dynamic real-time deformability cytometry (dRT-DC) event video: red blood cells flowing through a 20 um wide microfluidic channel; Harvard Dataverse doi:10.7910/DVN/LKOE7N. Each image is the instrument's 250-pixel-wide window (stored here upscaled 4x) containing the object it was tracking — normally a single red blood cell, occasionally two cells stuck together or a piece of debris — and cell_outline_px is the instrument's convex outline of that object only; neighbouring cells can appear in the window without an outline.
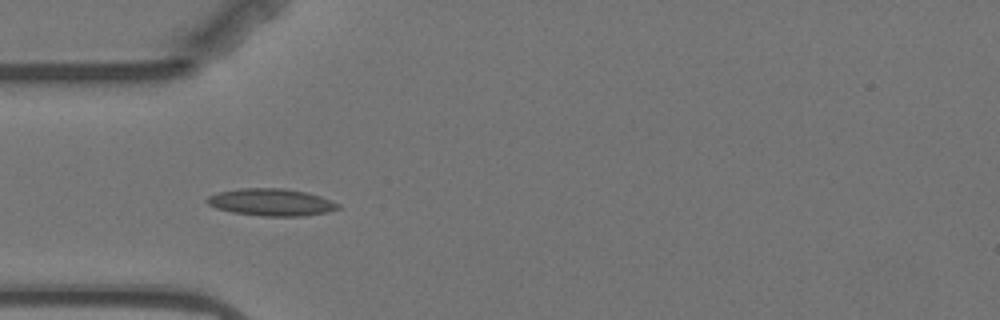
{"species": "Egyptian fruit bat (a non-hibernating species)", "species_latin": "Rousettus aegyptiacus", "temperature_condition": "warm", "stored_images_in_passage": 5, "camera_frame_rate_fps": 3000, "um_per_image_px": 0.085, "animal": {"sex": "female"}, "frame": {"image": 1, "passage_image": 4, "time_ms": 3.333, "image_size_px": [1000, 320], "cell_outline_px": [[340, 208], [328, 212], [304, 216], [264, 216], [232, 212], [216, 208], [208, 204], [204, 200], [208, 196], [220, 192], [240, 188], [284, 188], [304, 192], [320, 196], [340, 204]], "centroid_in_image_um": [23.06, 17.19], "position_along_channel_um": 61.9, "area_um2": 20.69}}
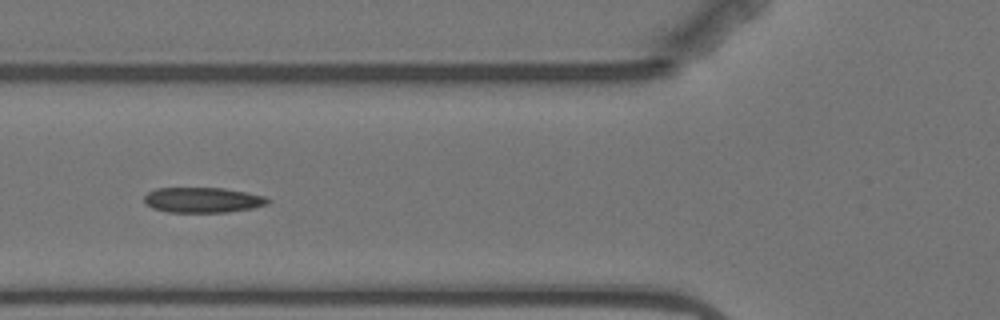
{"frame": {"image": 2, "passage_image": 5, "time_ms": 4.667, "image_size_px": [1000, 320], "cell_outline_px": [[272, 200], [268, 204], [252, 208], [228, 212], [168, 212], [152, 208], [144, 200], [144, 196], [148, 192], [156, 188], [224, 188], [264, 196]], "centroid_in_image_um": [17.24, 17.0], "position_along_channel_um": 108.6, "area_um2": 18.15}}